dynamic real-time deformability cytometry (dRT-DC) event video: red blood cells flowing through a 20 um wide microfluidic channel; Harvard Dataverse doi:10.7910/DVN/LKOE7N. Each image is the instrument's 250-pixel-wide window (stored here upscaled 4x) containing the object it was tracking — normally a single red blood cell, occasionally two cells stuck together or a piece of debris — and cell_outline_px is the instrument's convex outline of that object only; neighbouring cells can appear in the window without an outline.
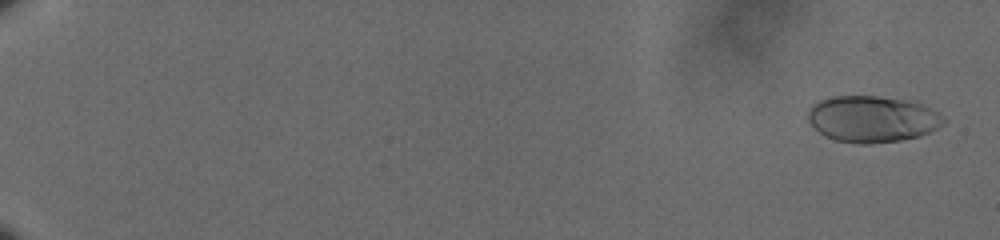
{"species": "human", "species_latin": "Homo sapiens", "temperature_condition": "cold", "stored_images_in_passage": 61, "camera_frame_rate_fps": 3000, "um_per_image_px": 0.085, "donor": {"sex": "male"}, "frame": {"image": 1, "passage_image": 3, "time_ms": 0.667, "image_size_px": [1000, 240], "cell_outline_px": [[948, 120], [936, 128], [920, 136], [900, 140], [868, 144], [860, 144], [836, 140], [824, 136], [808, 120], [808, 112], [812, 104], [820, 100], [832, 96], [876, 96], [904, 100], [920, 104], [944, 116]], "centroid_in_image_um": [74.12, 10.12], "position_along_channel_um": 10.9, "area_um2": 36.36}}
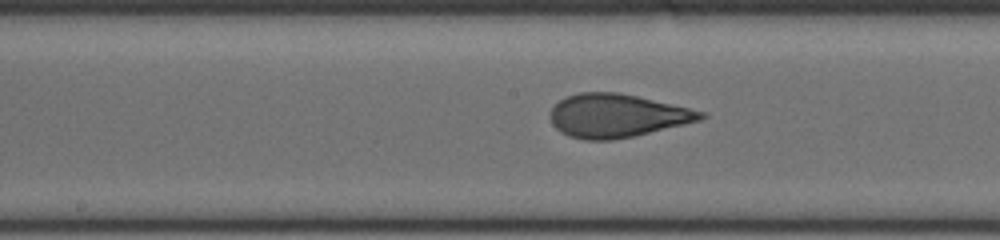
{"frame": {"image": 2, "passage_image": 36, "time_ms": 11.667, "image_size_px": [1000, 240], "cell_outline_px": [[708, 116], [700, 120], [636, 136], [612, 140], [584, 140], [568, 136], [560, 132], [552, 124], [548, 116], [548, 112], [564, 96], [580, 92], [620, 92], [688, 108], [704, 112]], "centroid_in_image_um": [52.38, 9.84], "position_along_channel_um": 195.8, "area_um2": 38.21}}
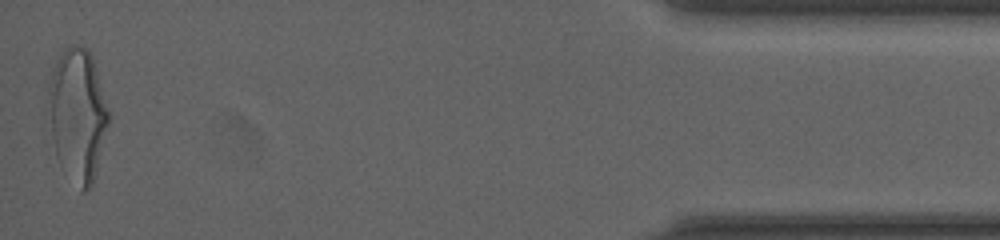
{"frame": {"image": 3, "passage_image": 61, "time_ms": 20.0, "image_size_px": [1000, 240], "cell_outline_px": [[112, 116], [92, 188], [84, 192], [80, 192], [60, 168], [56, 156], [52, 136], [48, 92], [48, 84], [52, 68], [56, 60], [72, 44], [76, 44], [88, 48], [92, 56]], "centroid_in_image_um": [6.64, 9.82], "position_along_channel_um": 428.6, "area_um2": 47.45}, "authors_computed_cell_mechanics": {"area_um2": 36.992, "velocity_mm_per_s": 3.6249, "shape_relaxation_time_tau1_ms": 7.7535, "shape_relaxation_time_tau2_ms": 0.7071, "deformation_change_tau1": 0.223, "deformation_change_tau2": 0.083}}